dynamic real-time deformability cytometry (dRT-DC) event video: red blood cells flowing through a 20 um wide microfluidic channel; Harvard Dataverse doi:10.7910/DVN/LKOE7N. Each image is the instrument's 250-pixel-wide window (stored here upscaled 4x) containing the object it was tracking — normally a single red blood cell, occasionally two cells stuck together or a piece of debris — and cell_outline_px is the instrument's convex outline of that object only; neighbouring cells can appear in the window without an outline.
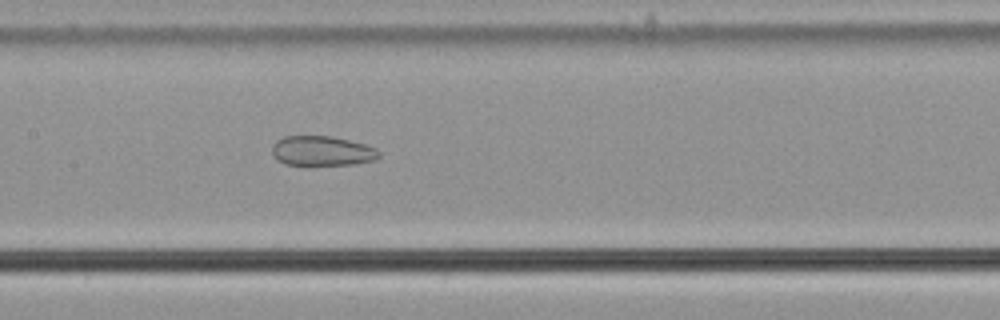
{"species": "common noctule bat (a hibernating species)", "species_latin": "Nyctalus noctula", "temperature_condition": "cold", "stored_images_in_passage": 51, "camera_frame_rate_fps": 3000, "um_per_image_px": 0.085, "animal": {"sex": "male", "body_mass_g": 21.5, "forearm_length_mm": 52.0}, "frame": {"image": 1, "passage_image": 22, "time_ms": 7.0, "image_size_px": [1000, 320], "cell_outline_px": [[380, 156], [376, 160], [352, 164], [312, 168], [304, 168], [284, 164], [276, 160], [272, 156], [272, 144], [276, 140], [284, 136], [332, 136], [364, 144], [376, 148], [380, 152]], "centroid_in_image_um": [27.31, 12.89], "position_along_channel_um": 180.1, "area_um2": 19.65}}
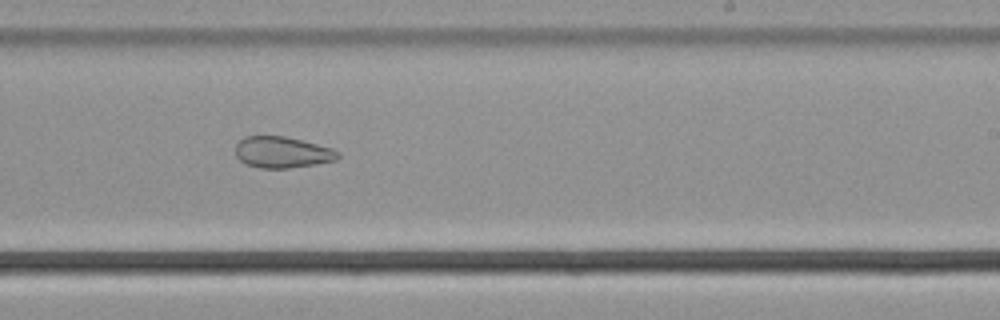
{"frame": {"image": 2, "passage_image": 29, "time_ms": 9.333, "image_size_px": [1000, 320], "cell_outline_px": [[340, 156], [336, 160], [316, 164], [288, 168], [260, 168], [248, 164], [240, 160], [236, 156], [236, 144], [244, 136], [284, 136], [332, 148], [340, 152]], "centroid_in_image_um": [24.0, 12.94], "position_along_channel_um": 265.0, "area_um2": 18.55}}
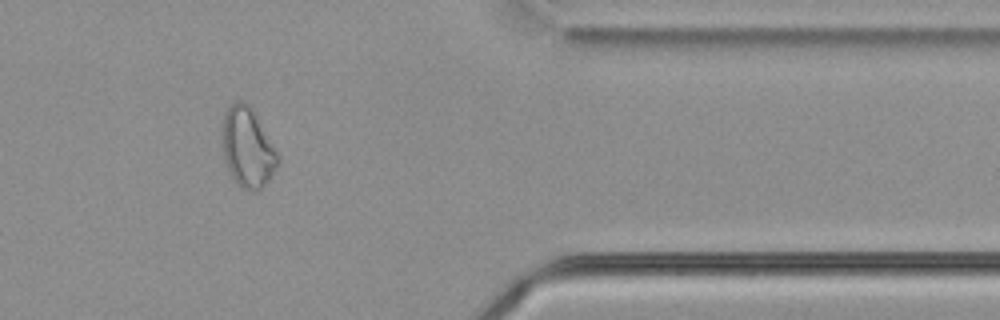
{"frame": {"image": 3, "passage_image": 41, "time_ms": 13.333, "image_size_px": [1000, 320], "cell_outline_px": [[280, 160], [276, 168], [268, 180], [256, 192], [252, 192], [240, 188], [236, 184], [224, 160], [224, 112], [236, 100], [240, 100], [248, 104], [252, 108], [276, 152]], "centroid_in_image_um": [21.05, 12.58], "position_along_channel_um": 390.4, "area_um2": 25.14}, "authors_computed_cell_mechanics": {"area_um2": 25.8366, "velocity_mm_per_s": 3.6601, "shape_relaxation_time_tau1_ms": null, "shape_relaxation_time_tau2_ms": 4.7543, "deformation_change_tau1": null, "deformation_change_tau2": 0.1148}}